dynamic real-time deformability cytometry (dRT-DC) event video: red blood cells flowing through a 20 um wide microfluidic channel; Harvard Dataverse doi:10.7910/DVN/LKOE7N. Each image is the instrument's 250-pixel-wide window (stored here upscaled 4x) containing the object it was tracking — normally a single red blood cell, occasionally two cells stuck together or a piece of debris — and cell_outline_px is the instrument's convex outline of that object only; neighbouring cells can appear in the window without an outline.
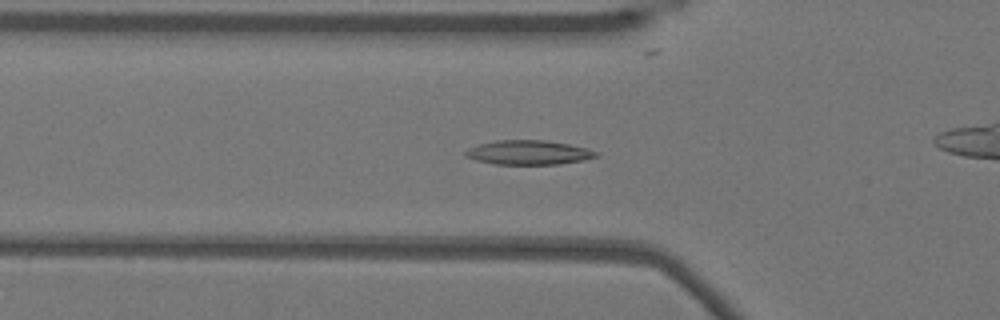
{"species": "Egyptian fruit bat (a non-hibernating species)", "species_latin": "Rousettus aegyptiacus", "temperature_condition": "warm", "stored_images_in_passage": 54, "camera_frame_rate_fps": 3000, "um_per_image_px": 0.085, "animal": {"sex": "female"}, "frame": {"image": 1, "passage_image": 18, "time_ms": 5.667, "image_size_px": [1000, 320], "cell_outline_px": [[600, 156], [584, 160], [560, 164], [496, 164], [476, 160], [464, 156], [464, 152], [468, 148], [480, 144], [496, 140], [544, 140], [568, 144], [588, 148], [600, 152]], "centroid_in_image_um": [44.97, 12.96], "position_along_channel_um": 80.8, "area_um2": 18.61}}
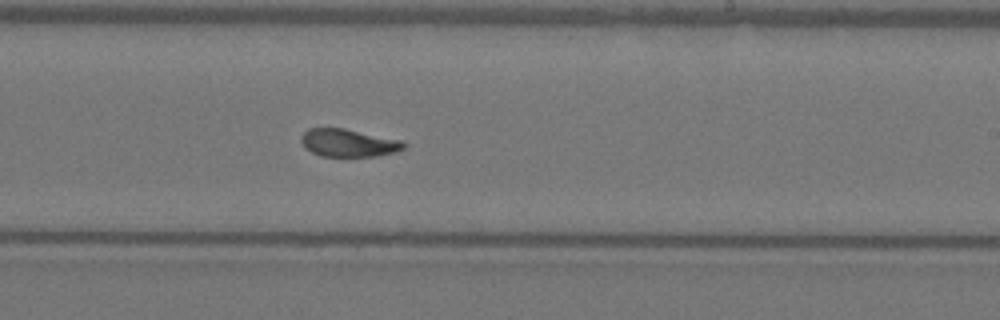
{"frame": {"image": 2, "passage_image": 32, "time_ms": 10.333, "image_size_px": [1000, 320], "cell_outline_px": [[408, 144], [404, 148], [396, 152], [376, 156], [320, 156], [304, 148], [300, 140], [300, 136], [308, 128], [344, 128], [404, 140]], "centroid_in_image_um": [29.64, 12.14], "position_along_channel_um": 259.4, "area_um2": 16.88}}
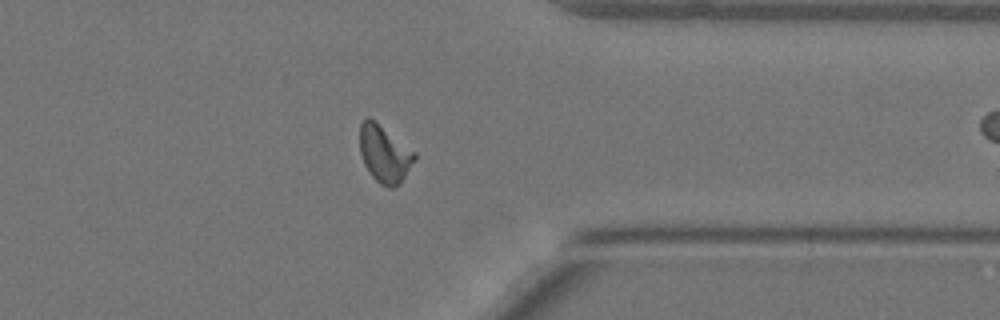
{"frame": {"image": 3, "passage_image": 42, "time_ms": 13.667, "image_size_px": [1000, 320], "cell_outline_px": [[416, 160], [400, 184], [392, 188], [388, 188], [380, 184], [368, 172], [364, 164], [360, 152], [360, 124], [368, 116], [416, 152]], "centroid_in_image_um": [32.69, 13.11], "position_along_channel_um": 378.7, "area_um2": 18.26}, "authors_computed_cell_mechanics": {"area_um2": 17.629, "velocity_mm_per_s": 3.813, "shape_relaxation_time_tau1_ms": 9.9961, "shape_relaxation_time_tau2_ms": 1.4441, "deformation_change_tau1": 0.267, "deformation_change_tau2": 0.0614}}